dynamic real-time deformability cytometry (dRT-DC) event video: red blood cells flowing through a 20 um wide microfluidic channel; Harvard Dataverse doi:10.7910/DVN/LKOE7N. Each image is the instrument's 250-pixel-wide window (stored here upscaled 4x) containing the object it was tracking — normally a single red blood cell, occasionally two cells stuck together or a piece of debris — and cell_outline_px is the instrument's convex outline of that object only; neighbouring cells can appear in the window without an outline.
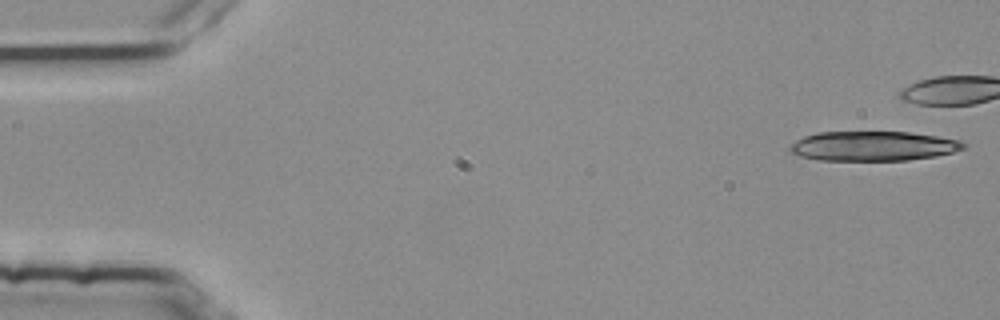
{"species": "common noctule bat (a hibernating species)", "species_latin": "Nyctalus noctula", "temperature_condition": "room temperature", "stored_images_in_passage": 4, "camera_frame_rate_fps": 3000, "um_per_image_px": 0.085, "animal": {"sex": "female", "body_mass_g": 25.1}, "frame": {"image": 1, "passage_image": 1, "time_ms": 0.0, "image_size_px": [1000, 320], "cell_outline_px": [[968, 144], [964, 148], [952, 152], [936, 156], [908, 160], [820, 160], [800, 156], [792, 152], [788, 148], [788, 144], [804, 136], [816, 132], [908, 132], [940, 136], [960, 140]], "centroid_in_image_um": [74.22, 12.41], "position_along_channel_um": 10.8, "area_um2": 30.11}}